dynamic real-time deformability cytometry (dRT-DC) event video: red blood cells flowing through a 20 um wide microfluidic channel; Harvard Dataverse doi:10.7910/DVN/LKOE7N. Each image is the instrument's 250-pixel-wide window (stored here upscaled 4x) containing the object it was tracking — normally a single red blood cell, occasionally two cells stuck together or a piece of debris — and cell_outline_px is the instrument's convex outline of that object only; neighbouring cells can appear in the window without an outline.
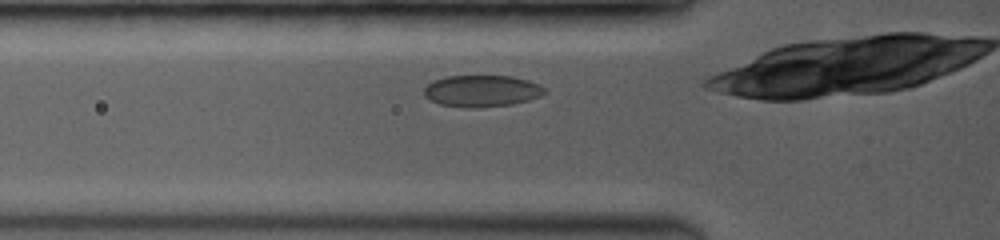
{"species": "common noctule bat (a hibernating species)", "species_latin": "Nyctalus noctula", "temperature_condition": "room temperature", "stored_images_in_passage": 21, "camera_frame_rate_fps": 3500, "um_per_image_px": 0.085, "animal": {"sex": "female", "body_mass_g": 19.0, "forearm_length_mm": 53.3}, "frame": {"image": 1, "passage_image": 4, "time_ms": 0.571, "image_size_px": [1000, 240], "cell_outline_px": [[548, 92], [540, 96], [528, 100], [512, 104], [472, 108], [464, 108], [440, 104], [424, 96], [424, 88], [432, 80], [444, 76], [512, 76], [528, 80], [540, 84]], "centroid_in_image_um": [40.95, 7.72], "position_along_channel_um": 84.9, "area_um2": 22.37}}
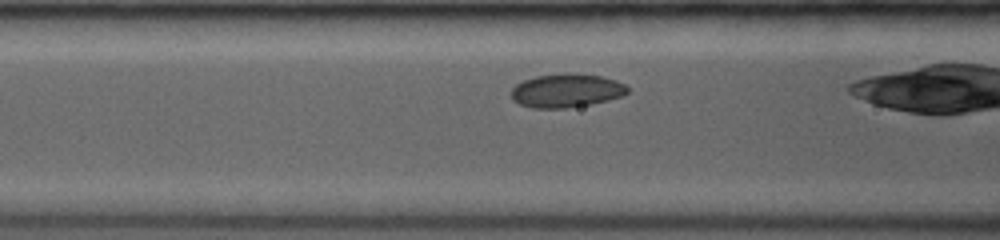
{"frame": {"image": 2, "passage_image": 8, "time_ms": 1.429, "image_size_px": [1000, 240], "cell_outline_px": [[628, 92], [620, 96], [608, 100], [588, 104], [564, 108], [532, 108], [520, 104], [512, 100], [512, 88], [516, 84], [524, 80], [536, 76], [564, 72], [568, 72], [600, 76], [616, 80], [624, 84], [628, 88]], "centroid_in_image_um": [48.12, 7.69], "position_along_channel_um": 118.5, "area_um2": 22.72}}
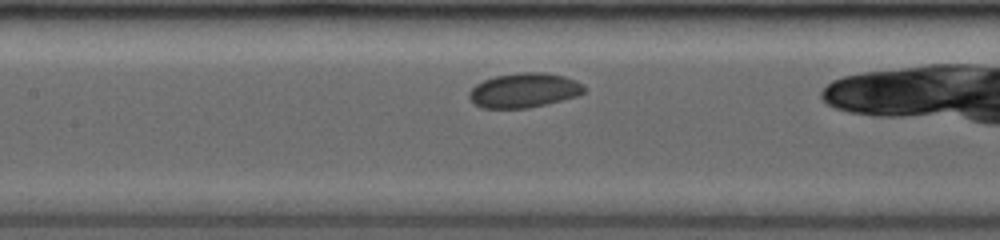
{"frame": {"image": 3, "passage_image": 15, "time_ms": 2.571, "image_size_px": [1000, 240], "cell_outline_px": [[584, 92], [576, 96], [548, 104], [528, 108], [480, 108], [472, 104], [468, 96], [468, 92], [476, 84], [484, 80], [496, 76], [520, 72], [544, 72], [564, 76], [576, 80], [584, 84]], "centroid_in_image_um": [44.52, 7.68], "position_along_channel_um": 162.9, "area_um2": 23.35}}